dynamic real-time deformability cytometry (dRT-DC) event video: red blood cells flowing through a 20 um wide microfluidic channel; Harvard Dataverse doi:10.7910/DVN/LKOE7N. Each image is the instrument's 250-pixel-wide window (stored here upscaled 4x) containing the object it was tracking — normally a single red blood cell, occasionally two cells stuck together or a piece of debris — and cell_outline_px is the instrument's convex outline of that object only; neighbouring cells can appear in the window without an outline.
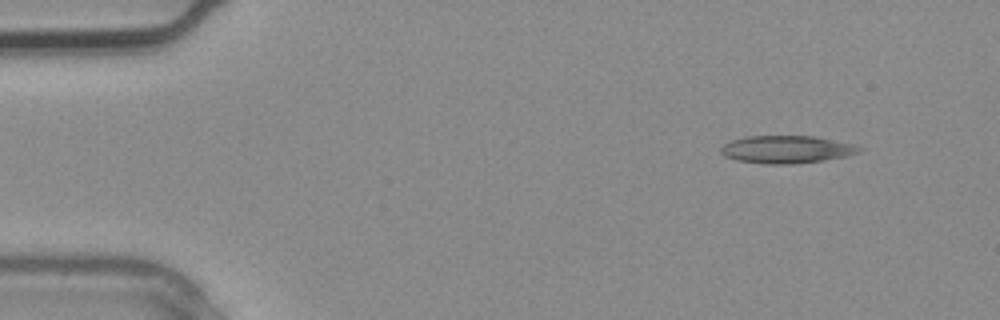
{"species": "common noctule bat (a hibernating species)", "species_latin": "Nyctalus noctula", "temperature_condition": "warm", "stored_images_in_passage": 3, "camera_frame_rate_fps": 3000, "um_per_image_px": 0.085, "animal": {"sex": "male", "body_mass_g": 20.4}, "frame": {"image": 1, "passage_image": 3, "time_ms": 0.667, "image_size_px": [1000, 320], "cell_outline_px": [[864, 148], [860, 152], [848, 156], [824, 160], [792, 164], [764, 164], [736, 160], [724, 156], [720, 152], [720, 148], [724, 144], [732, 140], [744, 136], [816, 136], [852, 144]], "centroid_in_image_um": [66.85, 12.7], "position_along_channel_um": 18.1, "area_um2": 22.43}}